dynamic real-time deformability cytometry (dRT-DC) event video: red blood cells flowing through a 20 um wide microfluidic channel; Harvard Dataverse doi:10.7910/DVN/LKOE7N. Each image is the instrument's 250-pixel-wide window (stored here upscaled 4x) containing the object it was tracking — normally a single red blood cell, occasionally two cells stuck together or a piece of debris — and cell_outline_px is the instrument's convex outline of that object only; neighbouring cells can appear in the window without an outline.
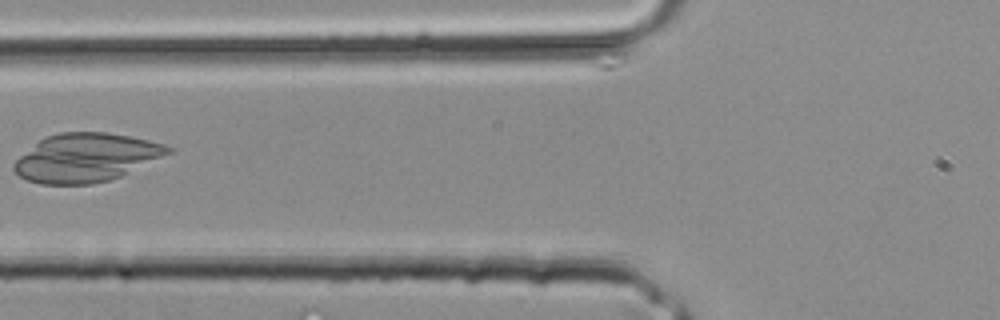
{"species": "common noctule bat (a hibernating species)", "species_latin": "Nyctalus noctula", "temperature_condition": "room temperature", "stored_images_in_passage": 34, "camera_frame_rate_fps": 3000, "um_per_image_px": 0.085, "animal": {"sex": "male", "body_mass_g": 20.4}, "frame": {"image": 1, "passage_image": 13, "time_ms": 4.0, "image_size_px": [1000, 320], "cell_outline_px": [[172, 152], [120, 176], [108, 180], [92, 184], [40, 184], [28, 180], [20, 176], [12, 168], [12, 164], [20, 156], [44, 136], [60, 132], [108, 132], [148, 140], [164, 144], [172, 148]], "centroid_in_image_um": [7.29, 13.39], "position_along_channel_um": 118.5, "area_um2": 43.23}}
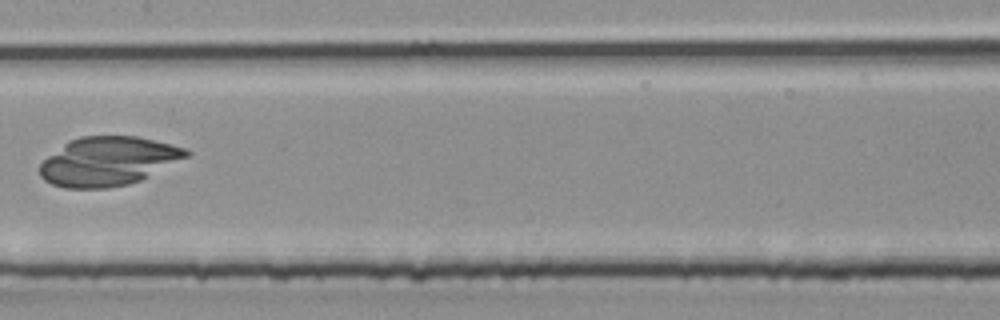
{"frame": {"image": 2, "passage_image": 17, "time_ms": 5.333, "image_size_px": [1000, 320], "cell_outline_px": [[192, 152], [188, 156], [140, 180], [128, 184], [108, 188], [64, 188], [52, 184], [44, 180], [40, 176], [40, 164], [48, 156], [68, 140], [80, 136], [136, 136], [188, 148]], "centroid_in_image_um": [9.17, 13.7], "position_along_channel_um": 198.2, "area_um2": 41.62}}
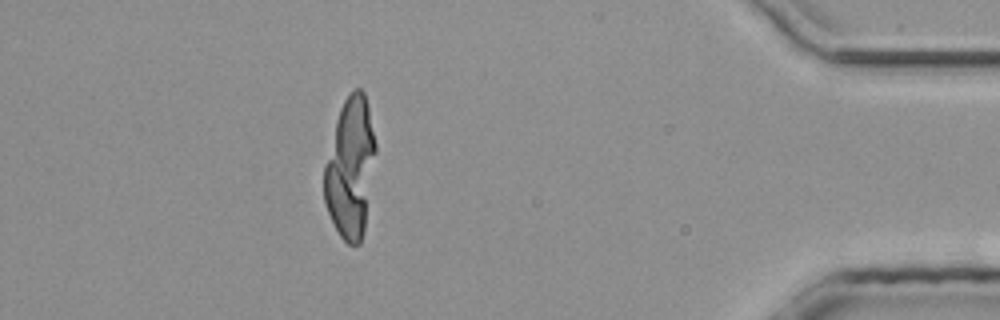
{"frame": {"image": 3, "passage_image": 30, "time_ms": 9.667, "image_size_px": [1000, 320], "cell_outline_px": [[376, 152], [364, 228], [360, 244], [348, 244], [340, 236], [328, 212], [324, 200], [324, 164], [336, 120], [340, 108], [344, 100], [356, 88], [360, 88], [364, 92], [368, 104], [376, 144]], "centroid_in_image_um": [29.78, 14.24], "position_along_channel_um": 405.4, "area_um2": 41.79}}